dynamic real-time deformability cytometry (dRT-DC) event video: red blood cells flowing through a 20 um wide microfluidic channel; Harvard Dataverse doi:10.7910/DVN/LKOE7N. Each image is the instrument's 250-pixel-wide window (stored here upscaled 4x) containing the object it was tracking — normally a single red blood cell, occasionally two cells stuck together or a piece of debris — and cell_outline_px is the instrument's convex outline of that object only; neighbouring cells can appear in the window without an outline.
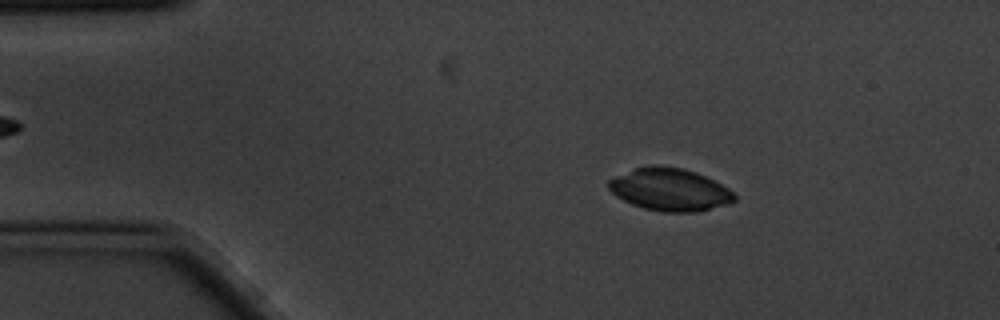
{"species": "common noctule bat (a hibernating species)", "species_latin": "Nyctalus noctula", "temperature_condition": "cold", "stored_images_in_passage": 4, "camera_frame_rate_fps": 3000, "um_per_image_px": 0.085, "animal": {"sex": "male", "body_mass_g": 20.1, "forearm_length_mm": 53.5}, "frame": {"image": 1, "passage_image": 2, "time_ms": 0.333, "image_size_px": [1000, 320], "cell_outline_px": [[736, 200], [728, 204], [696, 212], [664, 212], [644, 208], [632, 204], [616, 196], [608, 188], [608, 180], [632, 168], [648, 164], [660, 164], [680, 168], [696, 172], [728, 188], [736, 196]], "centroid_in_image_um": [56.9, 16.09], "position_along_channel_um": 28.1, "area_um2": 31.27}}